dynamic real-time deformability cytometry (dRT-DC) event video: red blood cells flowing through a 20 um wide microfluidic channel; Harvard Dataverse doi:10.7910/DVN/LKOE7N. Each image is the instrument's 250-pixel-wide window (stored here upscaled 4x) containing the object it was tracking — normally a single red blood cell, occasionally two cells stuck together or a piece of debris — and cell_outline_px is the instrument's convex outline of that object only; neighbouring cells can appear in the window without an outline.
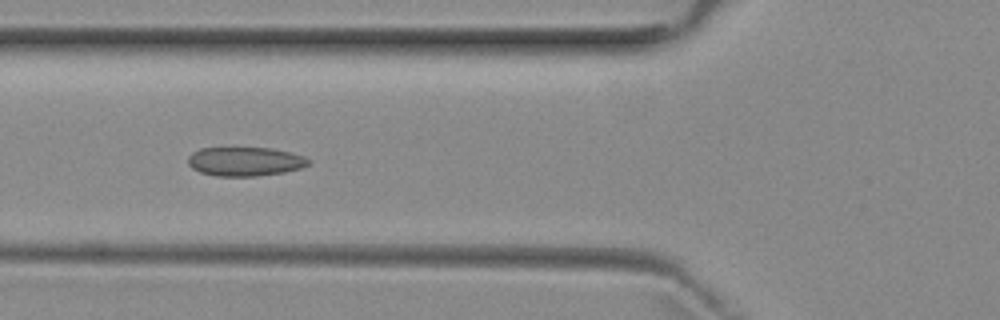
{"species": "common noctule bat (a hibernating species)", "species_latin": "Nyctalus noctula", "temperature_condition": "room temperature", "stored_images_in_passage": 7, "camera_frame_rate_fps": 3000, "um_per_image_px": 0.085, "animal": {"sex": "female", "body_mass_g": 29.2, "forearm_length_mm": 56.3}, "frame": {"image": 1, "passage_image": 6, "time_ms": 5.667, "image_size_px": [1000, 320], "cell_outline_px": [[312, 160], [308, 164], [300, 168], [284, 172], [256, 176], [216, 176], [200, 172], [192, 168], [188, 164], [188, 156], [192, 152], [200, 148], [272, 148], [304, 156]], "centroid_in_image_um": [20.81, 13.72], "position_along_channel_um": 105.0, "area_um2": 20.35}}
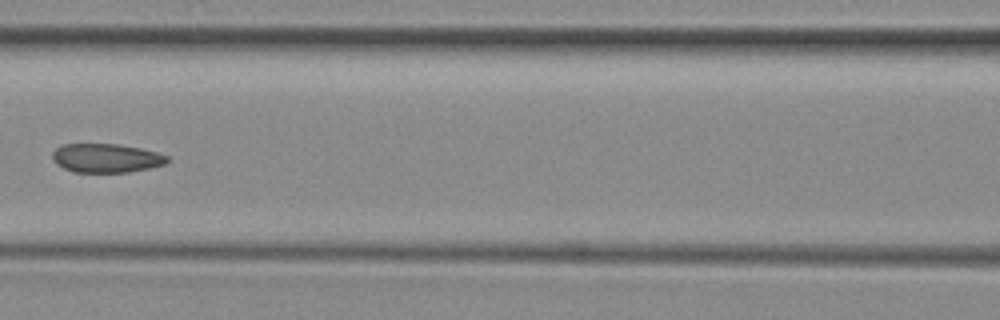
{"frame": {"image": 2, "passage_image": 7, "time_ms": 7.0, "image_size_px": [1000, 320], "cell_outline_px": [[172, 160], [164, 164], [148, 168], [128, 172], [72, 172], [56, 164], [52, 156], [52, 152], [60, 144], [120, 144], [140, 148], [156, 152], [168, 156]], "centroid_in_image_um": [9.02, 13.43], "position_along_channel_um": 157.6, "area_um2": 19.42}}